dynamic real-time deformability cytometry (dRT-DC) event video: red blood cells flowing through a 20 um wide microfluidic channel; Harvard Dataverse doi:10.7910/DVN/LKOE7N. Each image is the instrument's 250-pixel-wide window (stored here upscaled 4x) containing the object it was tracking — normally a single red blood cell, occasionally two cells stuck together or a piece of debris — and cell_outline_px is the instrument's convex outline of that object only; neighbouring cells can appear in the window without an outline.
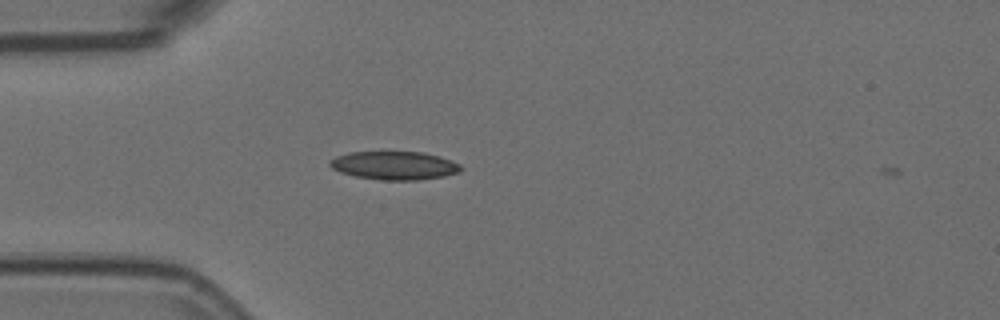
{"species": "Egyptian fruit bat (a non-hibernating species)", "species_latin": "Rousettus aegyptiacus", "temperature_condition": "room temperature", "stored_images_in_passage": 3, "camera_frame_rate_fps": 3000, "um_per_image_px": 0.085, "animal": {"sex": "female"}, "frame": {"image": 1, "passage_image": 1, "time_ms": 0.0, "image_size_px": [1000, 320], "cell_outline_px": [[464, 168], [460, 172], [444, 176], [416, 180], [380, 180], [356, 176], [340, 172], [332, 168], [328, 164], [336, 156], [348, 152], [424, 152], [440, 156], [452, 160], [460, 164]], "centroid_in_image_um": [33.56, 14.06], "position_along_channel_um": 51.4, "area_um2": 21.73}}